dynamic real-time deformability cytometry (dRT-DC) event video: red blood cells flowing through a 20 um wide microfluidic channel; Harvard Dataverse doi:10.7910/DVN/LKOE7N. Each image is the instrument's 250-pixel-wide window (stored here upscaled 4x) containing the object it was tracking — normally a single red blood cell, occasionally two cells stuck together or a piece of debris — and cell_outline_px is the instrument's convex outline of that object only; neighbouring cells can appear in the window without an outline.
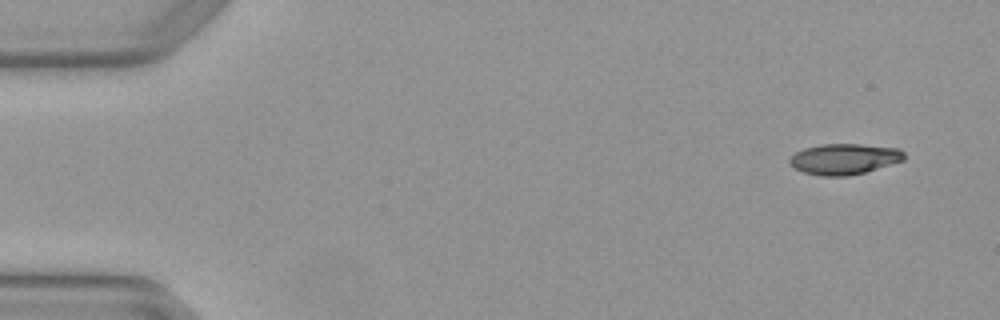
{"species": "Egyptian fruit bat (a non-hibernating species)", "species_latin": "Rousettus aegyptiacus", "temperature_condition": "warm", "stored_images_in_passage": 4, "camera_frame_rate_fps": 3000, "um_per_image_px": 0.085, "animal": {"sex": "female"}, "frame": {"image": 1, "passage_image": 1, "time_ms": 0.0, "image_size_px": [1000, 320], "cell_outline_px": [[904, 160], [864, 172], [848, 176], [820, 176], [804, 172], [792, 168], [788, 160], [796, 152], [804, 148], [820, 144], [860, 144], [900, 148], [904, 152]], "centroid_in_image_um": [71.74, 13.51], "position_along_channel_um": 13.3, "area_um2": 20.58}}